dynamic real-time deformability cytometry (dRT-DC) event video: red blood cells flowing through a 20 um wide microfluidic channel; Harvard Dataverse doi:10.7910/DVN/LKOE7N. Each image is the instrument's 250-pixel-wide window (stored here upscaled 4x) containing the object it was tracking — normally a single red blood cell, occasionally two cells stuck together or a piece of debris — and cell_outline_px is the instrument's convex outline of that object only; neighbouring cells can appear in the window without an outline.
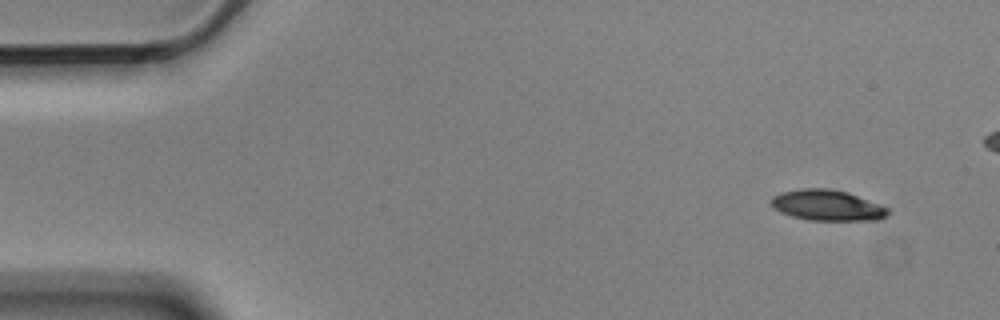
{"species": "Egyptian fruit bat (a non-hibernating species)", "species_latin": "Rousettus aegyptiacus", "temperature_condition": "cold", "stored_images_in_passage": 5, "camera_frame_rate_fps": 3000, "um_per_image_px": 0.085, "animal": {"sex": "male"}, "frame": {"image": 1, "passage_image": 1, "time_ms": 0.0, "image_size_px": [1000, 320], "cell_outline_px": [[892, 212], [888, 216], [880, 220], [808, 220], [792, 216], [780, 212], [772, 208], [768, 204], [768, 200], [772, 196], [780, 192], [800, 188], [828, 188], [848, 192], [880, 204], [888, 208]], "centroid_in_image_um": [70.29, 17.45], "position_along_channel_um": 14.7, "area_um2": 21.44}}